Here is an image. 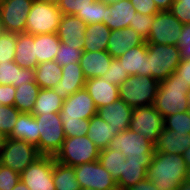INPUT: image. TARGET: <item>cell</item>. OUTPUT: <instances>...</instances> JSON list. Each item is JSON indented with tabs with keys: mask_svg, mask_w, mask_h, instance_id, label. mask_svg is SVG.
Listing matches in <instances>:
<instances>
[{
	"mask_svg": "<svg viewBox=\"0 0 190 190\" xmlns=\"http://www.w3.org/2000/svg\"><path fill=\"white\" fill-rule=\"evenodd\" d=\"M163 123L164 129L174 130L180 134H190V111L164 117Z\"/></svg>",
	"mask_w": 190,
	"mask_h": 190,
	"instance_id": "cell-38",
	"label": "cell"
},
{
	"mask_svg": "<svg viewBox=\"0 0 190 190\" xmlns=\"http://www.w3.org/2000/svg\"><path fill=\"white\" fill-rule=\"evenodd\" d=\"M19 180V173L0 165V190H12Z\"/></svg>",
	"mask_w": 190,
	"mask_h": 190,
	"instance_id": "cell-47",
	"label": "cell"
},
{
	"mask_svg": "<svg viewBox=\"0 0 190 190\" xmlns=\"http://www.w3.org/2000/svg\"><path fill=\"white\" fill-rule=\"evenodd\" d=\"M53 182L56 190H80L75 176L74 167L62 164L55 160L53 166Z\"/></svg>",
	"mask_w": 190,
	"mask_h": 190,
	"instance_id": "cell-35",
	"label": "cell"
},
{
	"mask_svg": "<svg viewBox=\"0 0 190 190\" xmlns=\"http://www.w3.org/2000/svg\"><path fill=\"white\" fill-rule=\"evenodd\" d=\"M149 76L158 82L166 80L180 64V48L177 45L147 43Z\"/></svg>",
	"mask_w": 190,
	"mask_h": 190,
	"instance_id": "cell-4",
	"label": "cell"
},
{
	"mask_svg": "<svg viewBox=\"0 0 190 190\" xmlns=\"http://www.w3.org/2000/svg\"><path fill=\"white\" fill-rule=\"evenodd\" d=\"M185 189H186V190H190V168H187Z\"/></svg>",
	"mask_w": 190,
	"mask_h": 190,
	"instance_id": "cell-56",
	"label": "cell"
},
{
	"mask_svg": "<svg viewBox=\"0 0 190 190\" xmlns=\"http://www.w3.org/2000/svg\"><path fill=\"white\" fill-rule=\"evenodd\" d=\"M64 99L56 92L49 89H40L38 97L32 109L33 115H43L49 113H57L62 109Z\"/></svg>",
	"mask_w": 190,
	"mask_h": 190,
	"instance_id": "cell-33",
	"label": "cell"
},
{
	"mask_svg": "<svg viewBox=\"0 0 190 190\" xmlns=\"http://www.w3.org/2000/svg\"><path fill=\"white\" fill-rule=\"evenodd\" d=\"M39 135L35 116L30 113H20L8 138L27 141L35 145L39 151Z\"/></svg>",
	"mask_w": 190,
	"mask_h": 190,
	"instance_id": "cell-26",
	"label": "cell"
},
{
	"mask_svg": "<svg viewBox=\"0 0 190 190\" xmlns=\"http://www.w3.org/2000/svg\"><path fill=\"white\" fill-rule=\"evenodd\" d=\"M101 77L107 80L109 83H112L119 87L123 81L130 77V74L124 70L122 63H120L117 58H113L111 60L107 73Z\"/></svg>",
	"mask_w": 190,
	"mask_h": 190,
	"instance_id": "cell-42",
	"label": "cell"
},
{
	"mask_svg": "<svg viewBox=\"0 0 190 190\" xmlns=\"http://www.w3.org/2000/svg\"><path fill=\"white\" fill-rule=\"evenodd\" d=\"M175 73L180 75V79L190 87V60L181 59L180 64L175 69Z\"/></svg>",
	"mask_w": 190,
	"mask_h": 190,
	"instance_id": "cell-51",
	"label": "cell"
},
{
	"mask_svg": "<svg viewBox=\"0 0 190 190\" xmlns=\"http://www.w3.org/2000/svg\"><path fill=\"white\" fill-rule=\"evenodd\" d=\"M187 166L182 155L154 152L147 178L158 190L185 188Z\"/></svg>",
	"mask_w": 190,
	"mask_h": 190,
	"instance_id": "cell-1",
	"label": "cell"
},
{
	"mask_svg": "<svg viewBox=\"0 0 190 190\" xmlns=\"http://www.w3.org/2000/svg\"><path fill=\"white\" fill-rule=\"evenodd\" d=\"M112 59L106 50L84 51L79 63L85 79L101 77L107 73Z\"/></svg>",
	"mask_w": 190,
	"mask_h": 190,
	"instance_id": "cell-23",
	"label": "cell"
},
{
	"mask_svg": "<svg viewBox=\"0 0 190 190\" xmlns=\"http://www.w3.org/2000/svg\"><path fill=\"white\" fill-rule=\"evenodd\" d=\"M86 79L83 75L80 63H70L62 66V79L52 88L62 99L84 88Z\"/></svg>",
	"mask_w": 190,
	"mask_h": 190,
	"instance_id": "cell-17",
	"label": "cell"
},
{
	"mask_svg": "<svg viewBox=\"0 0 190 190\" xmlns=\"http://www.w3.org/2000/svg\"><path fill=\"white\" fill-rule=\"evenodd\" d=\"M190 146V134H180L177 131L163 129L154 144V151L174 155H183Z\"/></svg>",
	"mask_w": 190,
	"mask_h": 190,
	"instance_id": "cell-25",
	"label": "cell"
},
{
	"mask_svg": "<svg viewBox=\"0 0 190 190\" xmlns=\"http://www.w3.org/2000/svg\"><path fill=\"white\" fill-rule=\"evenodd\" d=\"M86 26L76 15H63L56 34L64 44L79 46V49H83Z\"/></svg>",
	"mask_w": 190,
	"mask_h": 190,
	"instance_id": "cell-18",
	"label": "cell"
},
{
	"mask_svg": "<svg viewBox=\"0 0 190 190\" xmlns=\"http://www.w3.org/2000/svg\"><path fill=\"white\" fill-rule=\"evenodd\" d=\"M96 0H59L57 5L63 15H76Z\"/></svg>",
	"mask_w": 190,
	"mask_h": 190,
	"instance_id": "cell-44",
	"label": "cell"
},
{
	"mask_svg": "<svg viewBox=\"0 0 190 190\" xmlns=\"http://www.w3.org/2000/svg\"><path fill=\"white\" fill-rule=\"evenodd\" d=\"M41 156L35 145L24 140L4 137L0 148V165L9 167L11 170L21 174Z\"/></svg>",
	"mask_w": 190,
	"mask_h": 190,
	"instance_id": "cell-5",
	"label": "cell"
},
{
	"mask_svg": "<svg viewBox=\"0 0 190 190\" xmlns=\"http://www.w3.org/2000/svg\"><path fill=\"white\" fill-rule=\"evenodd\" d=\"M62 123L66 137H81L86 136L88 133L89 119H81V121Z\"/></svg>",
	"mask_w": 190,
	"mask_h": 190,
	"instance_id": "cell-45",
	"label": "cell"
},
{
	"mask_svg": "<svg viewBox=\"0 0 190 190\" xmlns=\"http://www.w3.org/2000/svg\"><path fill=\"white\" fill-rule=\"evenodd\" d=\"M40 89V86L36 82H27L19 85L15 91L14 106L21 113L32 114V109Z\"/></svg>",
	"mask_w": 190,
	"mask_h": 190,
	"instance_id": "cell-34",
	"label": "cell"
},
{
	"mask_svg": "<svg viewBox=\"0 0 190 190\" xmlns=\"http://www.w3.org/2000/svg\"><path fill=\"white\" fill-rule=\"evenodd\" d=\"M20 113L15 106L2 105L0 112V133L4 137H8L11 134Z\"/></svg>",
	"mask_w": 190,
	"mask_h": 190,
	"instance_id": "cell-41",
	"label": "cell"
},
{
	"mask_svg": "<svg viewBox=\"0 0 190 190\" xmlns=\"http://www.w3.org/2000/svg\"><path fill=\"white\" fill-rule=\"evenodd\" d=\"M63 14L57 4L34 0L27 16L25 33H56Z\"/></svg>",
	"mask_w": 190,
	"mask_h": 190,
	"instance_id": "cell-8",
	"label": "cell"
},
{
	"mask_svg": "<svg viewBox=\"0 0 190 190\" xmlns=\"http://www.w3.org/2000/svg\"><path fill=\"white\" fill-rule=\"evenodd\" d=\"M12 190H29V188L21 180H19Z\"/></svg>",
	"mask_w": 190,
	"mask_h": 190,
	"instance_id": "cell-55",
	"label": "cell"
},
{
	"mask_svg": "<svg viewBox=\"0 0 190 190\" xmlns=\"http://www.w3.org/2000/svg\"><path fill=\"white\" fill-rule=\"evenodd\" d=\"M83 52V49H79V46L66 45L61 42L54 61L61 67L70 63L76 64L79 63Z\"/></svg>",
	"mask_w": 190,
	"mask_h": 190,
	"instance_id": "cell-39",
	"label": "cell"
},
{
	"mask_svg": "<svg viewBox=\"0 0 190 190\" xmlns=\"http://www.w3.org/2000/svg\"><path fill=\"white\" fill-rule=\"evenodd\" d=\"M177 46L180 48V58L190 60V24H184Z\"/></svg>",
	"mask_w": 190,
	"mask_h": 190,
	"instance_id": "cell-48",
	"label": "cell"
},
{
	"mask_svg": "<svg viewBox=\"0 0 190 190\" xmlns=\"http://www.w3.org/2000/svg\"><path fill=\"white\" fill-rule=\"evenodd\" d=\"M98 1H101V2H104L105 4H114L116 2H118L119 0H98Z\"/></svg>",
	"mask_w": 190,
	"mask_h": 190,
	"instance_id": "cell-57",
	"label": "cell"
},
{
	"mask_svg": "<svg viewBox=\"0 0 190 190\" xmlns=\"http://www.w3.org/2000/svg\"><path fill=\"white\" fill-rule=\"evenodd\" d=\"M187 102H188V105H189V110H190V88L189 90L187 91Z\"/></svg>",
	"mask_w": 190,
	"mask_h": 190,
	"instance_id": "cell-59",
	"label": "cell"
},
{
	"mask_svg": "<svg viewBox=\"0 0 190 190\" xmlns=\"http://www.w3.org/2000/svg\"><path fill=\"white\" fill-rule=\"evenodd\" d=\"M16 87L10 84H0V105L14 106Z\"/></svg>",
	"mask_w": 190,
	"mask_h": 190,
	"instance_id": "cell-50",
	"label": "cell"
},
{
	"mask_svg": "<svg viewBox=\"0 0 190 190\" xmlns=\"http://www.w3.org/2000/svg\"><path fill=\"white\" fill-rule=\"evenodd\" d=\"M80 190H95V189L84 188V189H80Z\"/></svg>",
	"mask_w": 190,
	"mask_h": 190,
	"instance_id": "cell-62",
	"label": "cell"
},
{
	"mask_svg": "<svg viewBox=\"0 0 190 190\" xmlns=\"http://www.w3.org/2000/svg\"><path fill=\"white\" fill-rule=\"evenodd\" d=\"M110 148L120 151L126 158H153L155 152L152 142L131 129L115 135Z\"/></svg>",
	"mask_w": 190,
	"mask_h": 190,
	"instance_id": "cell-12",
	"label": "cell"
},
{
	"mask_svg": "<svg viewBox=\"0 0 190 190\" xmlns=\"http://www.w3.org/2000/svg\"><path fill=\"white\" fill-rule=\"evenodd\" d=\"M98 161L110 172L112 178L117 182L122 175L123 163L126 161L124 154L108 147L100 150Z\"/></svg>",
	"mask_w": 190,
	"mask_h": 190,
	"instance_id": "cell-36",
	"label": "cell"
},
{
	"mask_svg": "<svg viewBox=\"0 0 190 190\" xmlns=\"http://www.w3.org/2000/svg\"><path fill=\"white\" fill-rule=\"evenodd\" d=\"M84 87L93 99L97 109L119 99V87L102 77L87 79Z\"/></svg>",
	"mask_w": 190,
	"mask_h": 190,
	"instance_id": "cell-21",
	"label": "cell"
},
{
	"mask_svg": "<svg viewBox=\"0 0 190 190\" xmlns=\"http://www.w3.org/2000/svg\"><path fill=\"white\" fill-rule=\"evenodd\" d=\"M158 87L153 77L132 75L119 85V98L133 109L154 105Z\"/></svg>",
	"mask_w": 190,
	"mask_h": 190,
	"instance_id": "cell-3",
	"label": "cell"
},
{
	"mask_svg": "<svg viewBox=\"0 0 190 190\" xmlns=\"http://www.w3.org/2000/svg\"><path fill=\"white\" fill-rule=\"evenodd\" d=\"M54 156H41L21 174L20 180L29 190H56L53 182Z\"/></svg>",
	"mask_w": 190,
	"mask_h": 190,
	"instance_id": "cell-13",
	"label": "cell"
},
{
	"mask_svg": "<svg viewBox=\"0 0 190 190\" xmlns=\"http://www.w3.org/2000/svg\"><path fill=\"white\" fill-rule=\"evenodd\" d=\"M3 139H4V136L0 133V148L2 146Z\"/></svg>",
	"mask_w": 190,
	"mask_h": 190,
	"instance_id": "cell-61",
	"label": "cell"
},
{
	"mask_svg": "<svg viewBox=\"0 0 190 190\" xmlns=\"http://www.w3.org/2000/svg\"><path fill=\"white\" fill-rule=\"evenodd\" d=\"M117 59L122 63V67L130 76H149L146 41L142 45L132 47Z\"/></svg>",
	"mask_w": 190,
	"mask_h": 190,
	"instance_id": "cell-24",
	"label": "cell"
},
{
	"mask_svg": "<svg viewBox=\"0 0 190 190\" xmlns=\"http://www.w3.org/2000/svg\"><path fill=\"white\" fill-rule=\"evenodd\" d=\"M127 190H158V189L155 187V184L152 181L146 178L144 180L139 181L134 186H131Z\"/></svg>",
	"mask_w": 190,
	"mask_h": 190,
	"instance_id": "cell-52",
	"label": "cell"
},
{
	"mask_svg": "<svg viewBox=\"0 0 190 190\" xmlns=\"http://www.w3.org/2000/svg\"><path fill=\"white\" fill-rule=\"evenodd\" d=\"M164 118L153 105L134 108L129 129L155 144L164 129Z\"/></svg>",
	"mask_w": 190,
	"mask_h": 190,
	"instance_id": "cell-10",
	"label": "cell"
},
{
	"mask_svg": "<svg viewBox=\"0 0 190 190\" xmlns=\"http://www.w3.org/2000/svg\"><path fill=\"white\" fill-rule=\"evenodd\" d=\"M74 170L81 189L118 190L116 181L98 160L77 165Z\"/></svg>",
	"mask_w": 190,
	"mask_h": 190,
	"instance_id": "cell-11",
	"label": "cell"
},
{
	"mask_svg": "<svg viewBox=\"0 0 190 190\" xmlns=\"http://www.w3.org/2000/svg\"><path fill=\"white\" fill-rule=\"evenodd\" d=\"M183 25L170 11H159L154 17L146 43L177 45Z\"/></svg>",
	"mask_w": 190,
	"mask_h": 190,
	"instance_id": "cell-9",
	"label": "cell"
},
{
	"mask_svg": "<svg viewBox=\"0 0 190 190\" xmlns=\"http://www.w3.org/2000/svg\"><path fill=\"white\" fill-rule=\"evenodd\" d=\"M97 110L93 99L84 87L64 100L59 115L62 122L81 121L96 115Z\"/></svg>",
	"mask_w": 190,
	"mask_h": 190,
	"instance_id": "cell-15",
	"label": "cell"
},
{
	"mask_svg": "<svg viewBox=\"0 0 190 190\" xmlns=\"http://www.w3.org/2000/svg\"><path fill=\"white\" fill-rule=\"evenodd\" d=\"M34 77L40 88H53L62 79V67L54 60L39 63L34 69Z\"/></svg>",
	"mask_w": 190,
	"mask_h": 190,
	"instance_id": "cell-32",
	"label": "cell"
},
{
	"mask_svg": "<svg viewBox=\"0 0 190 190\" xmlns=\"http://www.w3.org/2000/svg\"><path fill=\"white\" fill-rule=\"evenodd\" d=\"M189 85L172 73L166 80L159 82L154 107L164 117L189 110L187 91Z\"/></svg>",
	"mask_w": 190,
	"mask_h": 190,
	"instance_id": "cell-2",
	"label": "cell"
},
{
	"mask_svg": "<svg viewBox=\"0 0 190 190\" xmlns=\"http://www.w3.org/2000/svg\"><path fill=\"white\" fill-rule=\"evenodd\" d=\"M116 135L110 124L103 120L98 114L89 119V128L87 137L94 142L100 150L110 147V144Z\"/></svg>",
	"mask_w": 190,
	"mask_h": 190,
	"instance_id": "cell-28",
	"label": "cell"
},
{
	"mask_svg": "<svg viewBox=\"0 0 190 190\" xmlns=\"http://www.w3.org/2000/svg\"><path fill=\"white\" fill-rule=\"evenodd\" d=\"M144 42L145 40L133 28L112 30L106 51L112 58H118L132 47L142 45Z\"/></svg>",
	"mask_w": 190,
	"mask_h": 190,
	"instance_id": "cell-19",
	"label": "cell"
},
{
	"mask_svg": "<svg viewBox=\"0 0 190 190\" xmlns=\"http://www.w3.org/2000/svg\"><path fill=\"white\" fill-rule=\"evenodd\" d=\"M34 0H0L3 30L11 33H25L27 16Z\"/></svg>",
	"mask_w": 190,
	"mask_h": 190,
	"instance_id": "cell-14",
	"label": "cell"
},
{
	"mask_svg": "<svg viewBox=\"0 0 190 190\" xmlns=\"http://www.w3.org/2000/svg\"><path fill=\"white\" fill-rule=\"evenodd\" d=\"M159 11H170L174 0H153Z\"/></svg>",
	"mask_w": 190,
	"mask_h": 190,
	"instance_id": "cell-53",
	"label": "cell"
},
{
	"mask_svg": "<svg viewBox=\"0 0 190 190\" xmlns=\"http://www.w3.org/2000/svg\"><path fill=\"white\" fill-rule=\"evenodd\" d=\"M154 17L155 15H145L136 12L129 27L133 28L145 41H147Z\"/></svg>",
	"mask_w": 190,
	"mask_h": 190,
	"instance_id": "cell-43",
	"label": "cell"
},
{
	"mask_svg": "<svg viewBox=\"0 0 190 190\" xmlns=\"http://www.w3.org/2000/svg\"><path fill=\"white\" fill-rule=\"evenodd\" d=\"M152 158H126L123 163L122 175L116 182L118 190H127L139 181L147 178V168Z\"/></svg>",
	"mask_w": 190,
	"mask_h": 190,
	"instance_id": "cell-20",
	"label": "cell"
},
{
	"mask_svg": "<svg viewBox=\"0 0 190 190\" xmlns=\"http://www.w3.org/2000/svg\"><path fill=\"white\" fill-rule=\"evenodd\" d=\"M17 42V33L3 31L0 33V62L14 60Z\"/></svg>",
	"mask_w": 190,
	"mask_h": 190,
	"instance_id": "cell-40",
	"label": "cell"
},
{
	"mask_svg": "<svg viewBox=\"0 0 190 190\" xmlns=\"http://www.w3.org/2000/svg\"><path fill=\"white\" fill-rule=\"evenodd\" d=\"M132 111L133 108L119 98L109 105L100 107L97 110V114L110 124L113 130H116L117 135L121 131L129 129Z\"/></svg>",
	"mask_w": 190,
	"mask_h": 190,
	"instance_id": "cell-16",
	"label": "cell"
},
{
	"mask_svg": "<svg viewBox=\"0 0 190 190\" xmlns=\"http://www.w3.org/2000/svg\"><path fill=\"white\" fill-rule=\"evenodd\" d=\"M36 1L57 4L59 0H36Z\"/></svg>",
	"mask_w": 190,
	"mask_h": 190,
	"instance_id": "cell-58",
	"label": "cell"
},
{
	"mask_svg": "<svg viewBox=\"0 0 190 190\" xmlns=\"http://www.w3.org/2000/svg\"><path fill=\"white\" fill-rule=\"evenodd\" d=\"M18 66L35 69L38 65L35 55L34 35L17 33L15 56L13 60Z\"/></svg>",
	"mask_w": 190,
	"mask_h": 190,
	"instance_id": "cell-27",
	"label": "cell"
},
{
	"mask_svg": "<svg viewBox=\"0 0 190 190\" xmlns=\"http://www.w3.org/2000/svg\"><path fill=\"white\" fill-rule=\"evenodd\" d=\"M100 149L87 135L81 137H66L62 148L55 155V160L75 167L80 164L89 163L98 160Z\"/></svg>",
	"mask_w": 190,
	"mask_h": 190,
	"instance_id": "cell-7",
	"label": "cell"
},
{
	"mask_svg": "<svg viewBox=\"0 0 190 190\" xmlns=\"http://www.w3.org/2000/svg\"><path fill=\"white\" fill-rule=\"evenodd\" d=\"M4 30H3V26H2V21H1V13H0V33H2Z\"/></svg>",
	"mask_w": 190,
	"mask_h": 190,
	"instance_id": "cell-60",
	"label": "cell"
},
{
	"mask_svg": "<svg viewBox=\"0 0 190 190\" xmlns=\"http://www.w3.org/2000/svg\"><path fill=\"white\" fill-rule=\"evenodd\" d=\"M106 15L107 4L98 0L89 4V7L76 14V16L79 17L86 25L103 23V19H106Z\"/></svg>",
	"mask_w": 190,
	"mask_h": 190,
	"instance_id": "cell-37",
	"label": "cell"
},
{
	"mask_svg": "<svg viewBox=\"0 0 190 190\" xmlns=\"http://www.w3.org/2000/svg\"><path fill=\"white\" fill-rule=\"evenodd\" d=\"M136 12L145 15H156L159 10L153 0H130Z\"/></svg>",
	"mask_w": 190,
	"mask_h": 190,
	"instance_id": "cell-49",
	"label": "cell"
},
{
	"mask_svg": "<svg viewBox=\"0 0 190 190\" xmlns=\"http://www.w3.org/2000/svg\"><path fill=\"white\" fill-rule=\"evenodd\" d=\"M182 156L187 168H190V146L185 149Z\"/></svg>",
	"mask_w": 190,
	"mask_h": 190,
	"instance_id": "cell-54",
	"label": "cell"
},
{
	"mask_svg": "<svg viewBox=\"0 0 190 190\" xmlns=\"http://www.w3.org/2000/svg\"><path fill=\"white\" fill-rule=\"evenodd\" d=\"M170 12L182 24H190V0H174Z\"/></svg>",
	"mask_w": 190,
	"mask_h": 190,
	"instance_id": "cell-46",
	"label": "cell"
},
{
	"mask_svg": "<svg viewBox=\"0 0 190 190\" xmlns=\"http://www.w3.org/2000/svg\"><path fill=\"white\" fill-rule=\"evenodd\" d=\"M60 43L61 41L56 33L34 35L35 55L38 64L53 61Z\"/></svg>",
	"mask_w": 190,
	"mask_h": 190,
	"instance_id": "cell-31",
	"label": "cell"
},
{
	"mask_svg": "<svg viewBox=\"0 0 190 190\" xmlns=\"http://www.w3.org/2000/svg\"><path fill=\"white\" fill-rule=\"evenodd\" d=\"M27 82H35L34 69L20 67L14 61L0 62V84L18 87Z\"/></svg>",
	"mask_w": 190,
	"mask_h": 190,
	"instance_id": "cell-29",
	"label": "cell"
},
{
	"mask_svg": "<svg viewBox=\"0 0 190 190\" xmlns=\"http://www.w3.org/2000/svg\"><path fill=\"white\" fill-rule=\"evenodd\" d=\"M111 30L103 23L87 25L84 33L83 51H103L107 50L108 39Z\"/></svg>",
	"mask_w": 190,
	"mask_h": 190,
	"instance_id": "cell-30",
	"label": "cell"
},
{
	"mask_svg": "<svg viewBox=\"0 0 190 190\" xmlns=\"http://www.w3.org/2000/svg\"><path fill=\"white\" fill-rule=\"evenodd\" d=\"M34 116L40 133L39 153L43 156L55 157L66 138L59 112Z\"/></svg>",
	"mask_w": 190,
	"mask_h": 190,
	"instance_id": "cell-6",
	"label": "cell"
},
{
	"mask_svg": "<svg viewBox=\"0 0 190 190\" xmlns=\"http://www.w3.org/2000/svg\"><path fill=\"white\" fill-rule=\"evenodd\" d=\"M136 9L130 0H119L114 4L107 5L106 19H103V24L112 30H121L127 28L130 22L134 19Z\"/></svg>",
	"mask_w": 190,
	"mask_h": 190,
	"instance_id": "cell-22",
	"label": "cell"
}]
</instances>
